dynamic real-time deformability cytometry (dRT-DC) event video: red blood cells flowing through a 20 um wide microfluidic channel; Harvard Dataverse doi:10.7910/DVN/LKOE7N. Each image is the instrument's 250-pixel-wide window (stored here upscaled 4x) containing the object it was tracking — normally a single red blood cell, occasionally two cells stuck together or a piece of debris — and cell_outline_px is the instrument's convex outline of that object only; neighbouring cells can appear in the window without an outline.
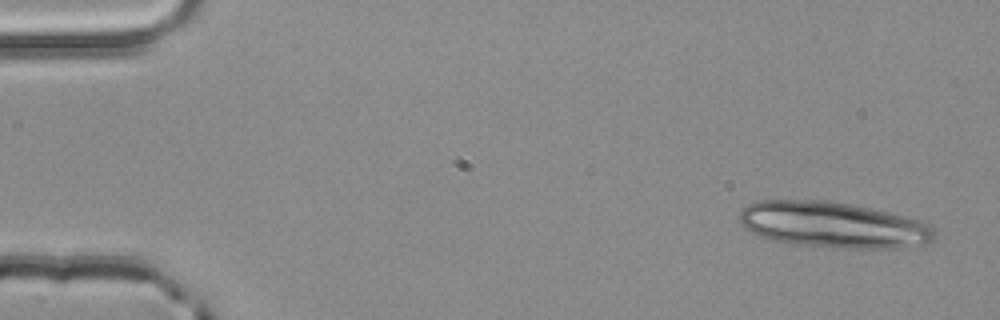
{"species": "common noctule bat (a hibernating species)", "species_latin": "Nyctalus noctula", "temperature_condition": "room temperature", "stored_images_in_passage": 3, "camera_frame_rate_fps": 3000, "um_per_image_px": 0.085, "animal": {"sex": "male", "body_mass_g": 20.4}, "frame": {"image": 1, "passage_image": 1, "time_ms": 0.0, "image_size_px": [1000, 320], "cell_outline_px": [[936, 236], [928, 244], [896, 248], [832, 248], [792, 244], [772, 240], [752, 232], [740, 220], [740, 212], [748, 204], [760, 200], [828, 200], [868, 208], [916, 220], [928, 224], [936, 232]], "centroid_in_image_um": [70.81, 19.13], "position_along_channel_um": 14.2, "area_um2": 51.79}}